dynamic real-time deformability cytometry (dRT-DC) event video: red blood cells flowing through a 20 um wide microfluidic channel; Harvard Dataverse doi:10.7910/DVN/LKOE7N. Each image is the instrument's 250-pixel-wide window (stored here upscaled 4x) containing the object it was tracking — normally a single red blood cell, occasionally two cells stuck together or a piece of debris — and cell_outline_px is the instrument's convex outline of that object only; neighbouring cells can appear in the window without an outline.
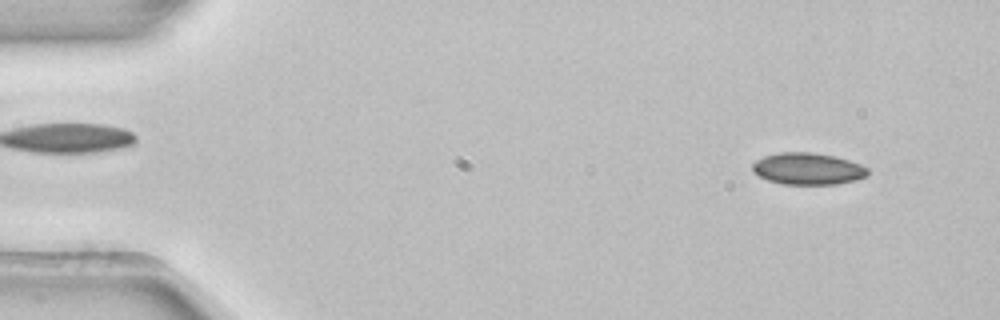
{"species": "common noctule bat (a hibernating species)", "species_latin": "Nyctalus noctula", "temperature_condition": "room temperature", "stored_images_in_passage": 5, "camera_frame_rate_fps": 3000, "um_per_image_px": 0.085, "animal": {"sex": "female", "body_mass_g": 22.7, "forearm_length_mm": 54.2}, "frame": {"image": 1, "passage_image": 1, "time_ms": 0.0, "image_size_px": [1000, 320], "cell_outline_px": [[868, 176], [856, 180], [836, 184], [784, 184], [768, 180], [752, 172], [752, 164], [756, 160], [764, 156], [780, 152], [812, 152], [836, 156], [860, 164], [868, 168]], "centroid_in_image_um": [68.67, 14.34], "position_along_channel_um": 16.3, "area_um2": 21.44}}
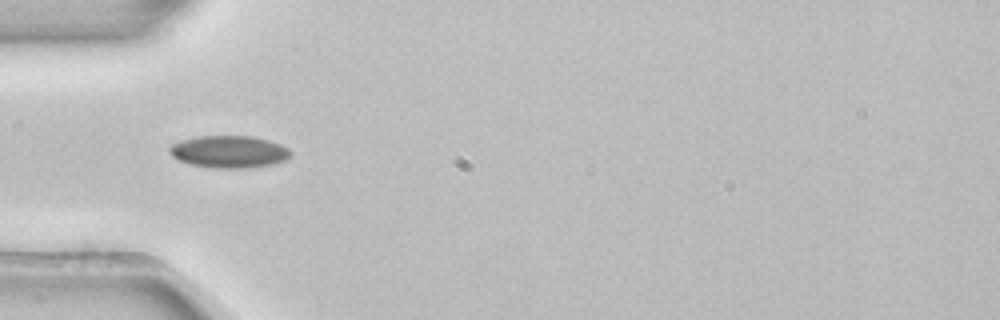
{"frame": {"image": 2, "passage_image": 4, "time_ms": 1.0, "image_size_px": [1000, 320], "cell_outline_px": [[292, 156], [284, 160], [272, 164], [248, 168], [212, 168], [192, 164], [180, 160], [172, 156], [168, 152], [168, 148], [172, 144], [180, 140], [196, 136], [252, 136], [268, 140], [280, 144], [288, 148], [292, 152]], "centroid_in_image_um": [19.47, 12.89], "position_along_channel_um": 65.5, "area_um2": 22.83}}